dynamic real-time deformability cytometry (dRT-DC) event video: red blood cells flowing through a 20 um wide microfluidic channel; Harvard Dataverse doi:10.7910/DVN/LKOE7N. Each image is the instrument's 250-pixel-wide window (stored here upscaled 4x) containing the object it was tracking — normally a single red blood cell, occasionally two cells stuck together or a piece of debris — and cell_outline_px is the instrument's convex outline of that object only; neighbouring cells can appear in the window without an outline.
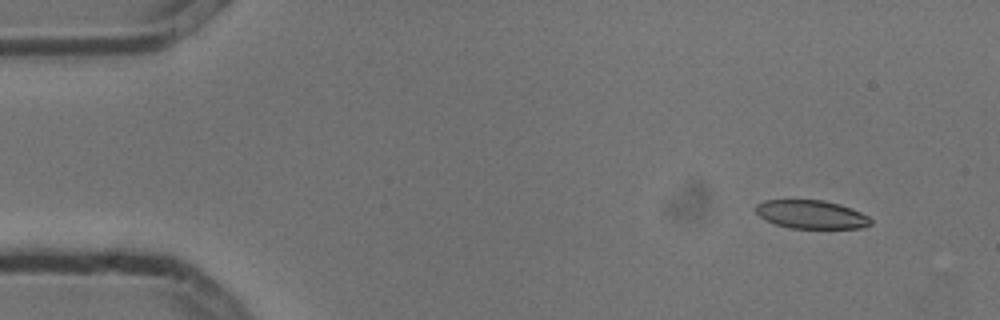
{"species": "common noctule bat (a hibernating species)", "species_latin": "Nyctalus noctula", "temperature_condition": "cold", "stored_images_in_passage": 6, "camera_frame_rate_fps": 3000, "um_per_image_px": 0.085, "animal": {"sex": "male", "body_mass_g": 13.3}, "frame": {"image": 1, "passage_image": 2, "time_ms": 0.333, "image_size_px": [1000, 320], "cell_outline_px": [[872, 224], [864, 228], [788, 228], [776, 224], [760, 216], [756, 212], [756, 204], [764, 200], [824, 200], [840, 204], [852, 208], [868, 216], [872, 220]], "centroid_in_image_um": [69.0, 18.23], "position_along_channel_um": 16.0, "area_um2": 19.07}}
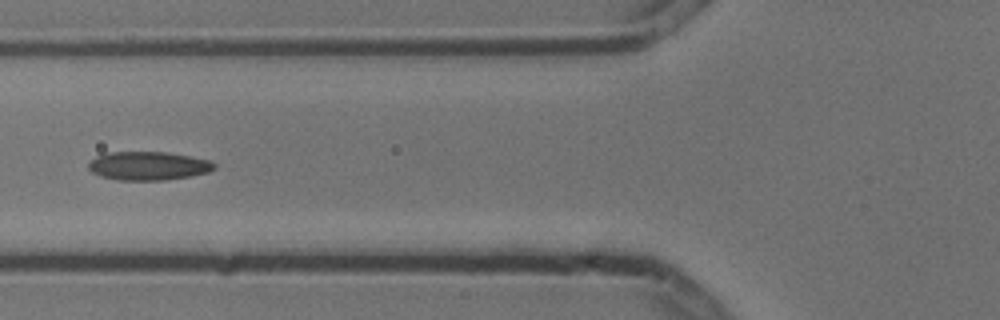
{"frame": {"image": 2, "passage_image": 6, "time_ms": 1.667, "image_size_px": [1000, 320], "cell_outline_px": [[216, 168], [208, 172], [188, 176], [164, 180], [116, 180], [100, 176], [92, 172], [88, 168], [88, 164], [96, 156], [104, 152], [164, 152], [212, 160], [216, 164]], "centroid_in_image_um": [12.59, 14.09], "position_along_channel_um": 113.2, "area_um2": 20.98}}